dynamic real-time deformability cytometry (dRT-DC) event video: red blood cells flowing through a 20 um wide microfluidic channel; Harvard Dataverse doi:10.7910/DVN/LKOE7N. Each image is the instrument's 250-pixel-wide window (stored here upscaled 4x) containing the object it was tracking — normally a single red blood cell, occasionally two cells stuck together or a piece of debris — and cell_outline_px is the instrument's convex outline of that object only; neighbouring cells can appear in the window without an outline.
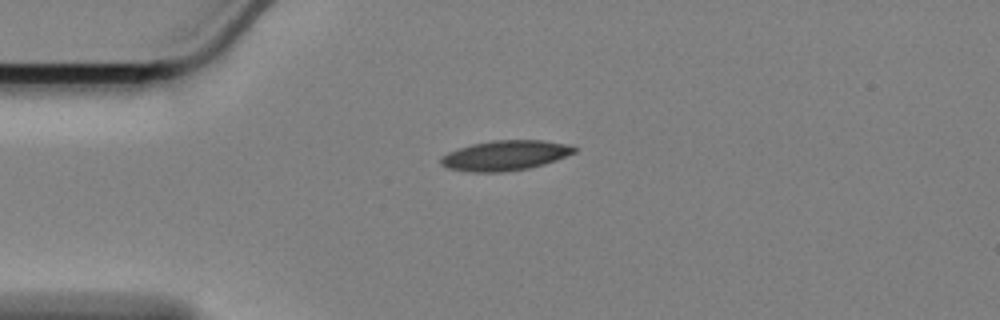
{"species": "Egyptian fruit bat (a non-hibernating species)", "species_latin": "Rousettus aegyptiacus", "temperature_condition": "cold", "stored_images_in_passage": 39, "camera_frame_rate_fps": 3000, "um_per_image_px": 0.085, "animal": {"sex": "female"}, "frame": {"image": 1, "passage_image": 1, "time_ms": 0.0, "image_size_px": [1000, 320], "cell_outline_px": [[576, 152], [556, 160], [544, 164], [528, 168], [500, 172], [472, 172], [448, 168], [440, 164], [440, 156], [448, 152], [472, 144], [492, 140], [544, 140], [568, 144], [576, 148]], "centroid_in_image_um": [42.93, 13.21], "position_along_channel_um": 42.1, "area_um2": 23.29}}
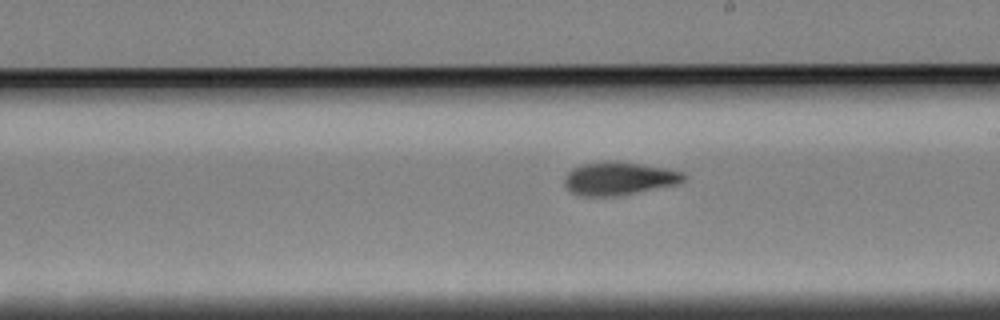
{"frame": {"image": 2, "passage_image": 20, "time_ms": 6.333, "image_size_px": [1000, 320], "cell_outline_px": [[688, 176], [684, 180], [676, 184], [616, 196], [580, 196], [572, 192], [564, 184], [564, 176], [572, 168], [580, 164], [616, 160], [668, 168], [684, 172]], "centroid_in_image_um": [52.61, 15.15], "position_along_channel_um": 236.4, "area_um2": 23.12}}
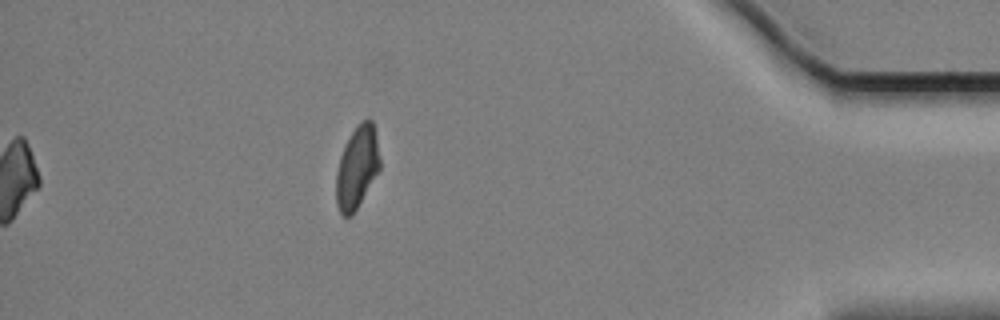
{"frame": {"image": 3, "passage_image": 39, "time_ms": 12.667, "image_size_px": [1000, 320], "cell_outline_px": [[380, 168], [352, 216], [344, 216], [340, 212], [336, 204], [336, 172], [340, 156], [356, 124], [368, 116], [372, 120], [376, 136], [380, 160]], "centroid_in_image_um": [30.34, 14.2], "position_along_channel_um": 404.9, "area_um2": 20.81}, "authors_computed_cell_mechanics": {"area_um2": 22.9466, "velocity_mm_per_s": 3.392, "shape_relaxation_time_tau1_ms": 5.3464, "shape_relaxation_time_tau2_ms": 2.9187, "deformation_change_tau1": 0.142, "deformation_change_tau2": 0.0799}}